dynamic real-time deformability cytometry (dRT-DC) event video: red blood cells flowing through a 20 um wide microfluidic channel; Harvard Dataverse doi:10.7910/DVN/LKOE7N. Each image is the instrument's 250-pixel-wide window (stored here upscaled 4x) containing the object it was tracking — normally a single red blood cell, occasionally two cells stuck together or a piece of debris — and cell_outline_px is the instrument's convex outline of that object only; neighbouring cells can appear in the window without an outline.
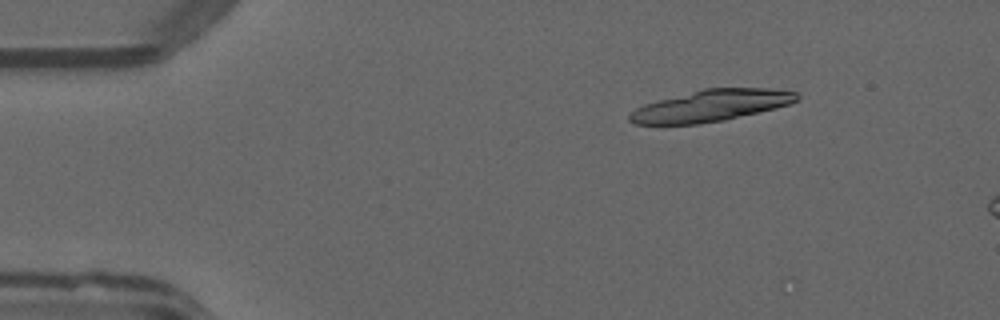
{"species": "common noctule bat (a hibernating species)", "species_latin": "Nyctalus noctula", "temperature_condition": "warm", "stored_images_in_passage": 9, "camera_frame_rate_fps": 3000, "um_per_image_px": 0.085, "animal": {"sex": "male", "forearm_length_mm": 52.5}, "frame": {"image": 1, "passage_image": 4, "time_ms": 1.0, "image_size_px": [1000, 320], "cell_outline_px": [[800, 100], [776, 108], [724, 120], [700, 124], [636, 124], [628, 120], [628, 116], [636, 108], [644, 104], [704, 88], [768, 88], [796, 92], [800, 96]], "centroid_in_image_um": [60.45, 8.98], "position_along_channel_um": 24.5, "area_um2": 30.58}}